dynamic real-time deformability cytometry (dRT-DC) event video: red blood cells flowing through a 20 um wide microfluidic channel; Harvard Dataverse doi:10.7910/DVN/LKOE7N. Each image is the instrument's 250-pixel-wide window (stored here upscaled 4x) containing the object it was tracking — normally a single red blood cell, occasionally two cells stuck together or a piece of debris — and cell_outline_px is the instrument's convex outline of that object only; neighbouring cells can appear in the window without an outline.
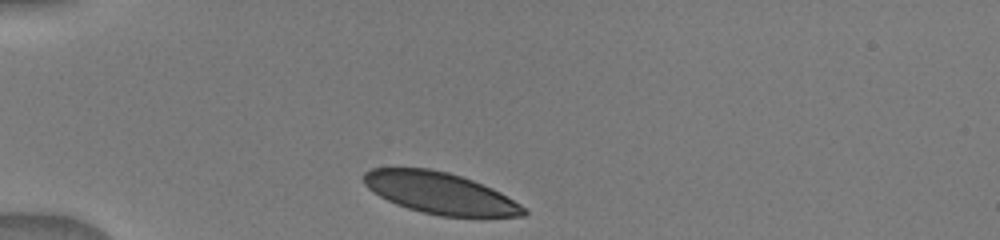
{"species": "human", "species_latin": "Homo sapiens", "temperature_condition": "warm", "stored_images_in_passage": 9, "camera_frame_rate_fps": 3000, "um_per_image_px": 0.085, "donor": {"sex": "male"}, "frame": {"image": 1, "passage_image": 1, "time_ms": 0.0, "image_size_px": [1000, 240], "cell_outline_px": [[528, 212], [524, 216], [440, 216], [420, 212], [396, 204], [372, 192], [364, 184], [364, 172], [372, 168], [428, 168], [448, 172], [472, 180], [492, 188], [500, 192], [520, 204]], "centroid_in_image_um": [37.38, 16.41], "position_along_channel_um": 47.6, "area_um2": 38.38}}
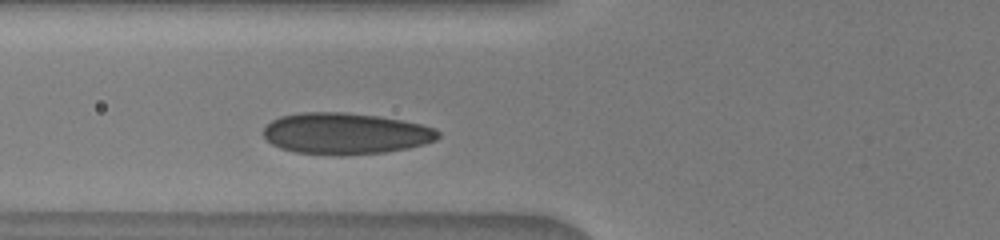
{"frame": {"image": 2, "passage_image": 6, "time_ms": 2.0, "image_size_px": [1000, 240], "cell_outline_px": [[440, 136], [436, 140], [424, 144], [408, 148], [384, 152], [344, 156], [340, 156], [292, 152], [280, 148], [272, 144], [264, 136], [264, 128], [272, 120], [280, 116], [304, 112], [344, 112], [380, 116], [420, 124], [436, 128], [440, 132]], "centroid_in_image_um": [29.37, 11.36], "position_along_channel_um": 96.4, "area_um2": 42.37}}
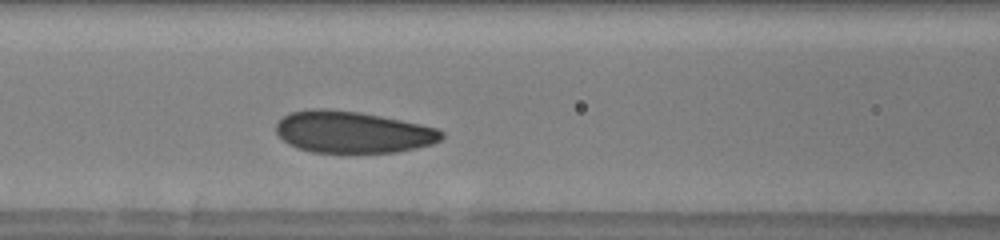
{"frame": {"image": 3, "passage_image": 9, "time_ms": 3.0, "image_size_px": [1000, 240], "cell_outline_px": [[444, 136], [440, 140], [432, 144], [416, 148], [396, 152], [312, 152], [296, 148], [288, 144], [276, 132], [276, 124], [288, 112], [312, 108], [328, 108], [360, 112], [420, 124], [436, 128], [444, 132]], "centroid_in_image_um": [29.95, 11.22], "position_along_channel_um": 136.6, "area_um2": 40.29}}